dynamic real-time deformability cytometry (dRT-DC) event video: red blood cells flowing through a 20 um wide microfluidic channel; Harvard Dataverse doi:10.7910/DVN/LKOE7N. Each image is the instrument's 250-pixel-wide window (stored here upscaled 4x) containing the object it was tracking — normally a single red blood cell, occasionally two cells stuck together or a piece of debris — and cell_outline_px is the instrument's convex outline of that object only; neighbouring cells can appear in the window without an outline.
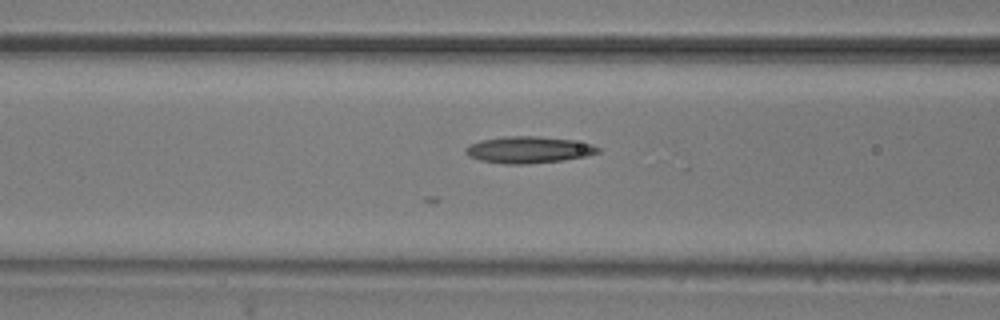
{"species": "common noctule bat (a hibernating species)", "species_latin": "Nyctalus noctula", "temperature_condition": "room temperature", "stored_images_in_passage": 7, "camera_frame_rate_fps": 3000, "um_per_image_px": 0.085, "animal": {"sex": "male", "body_mass_g": 20.5, "forearm_length_mm": 52.5}, "frame": {"image": 1, "passage_image": 6, "time_ms": 1.667, "image_size_px": [1000, 320], "cell_outline_px": [[600, 152], [584, 156], [564, 160], [528, 164], [504, 164], [480, 160], [468, 156], [464, 152], [464, 148], [468, 144], [480, 140], [504, 136], [536, 136], [572, 140], [592, 144], [600, 148]], "centroid_in_image_um": [44.87, 12.73], "position_along_channel_um": 121.7, "area_um2": 20.69}}